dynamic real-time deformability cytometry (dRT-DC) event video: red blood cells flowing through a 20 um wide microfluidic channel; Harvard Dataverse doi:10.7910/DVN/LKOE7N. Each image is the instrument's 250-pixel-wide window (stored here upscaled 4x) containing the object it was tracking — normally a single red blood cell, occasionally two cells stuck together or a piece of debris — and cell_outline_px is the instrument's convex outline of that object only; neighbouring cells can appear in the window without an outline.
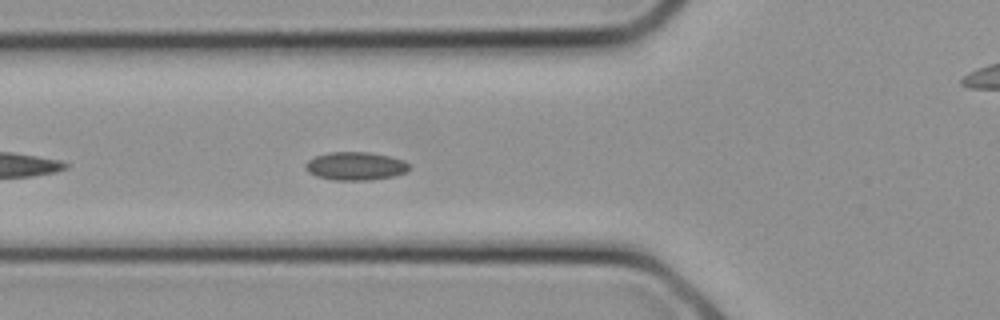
{"species": "common noctule bat (a hibernating species)", "species_latin": "Nyctalus noctula", "temperature_condition": "cold", "stored_images_in_passage": 11, "camera_frame_rate_fps": 3000, "um_per_image_px": 0.085, "animal": {"sex": "female", "body_mass_g": 21.9}, "frame": {"image": 1, "passage_image": 10, "time_ms": 3.0, "image_size_px": [1000, 320], "cell_outline_px": [[412, 168], [408, 172], [396, 176], [368, 180], [332, 180], [316, 176], [308, 172], [304, 168], [304, 164], [308, 160], [316, 156], [328, 152], [368, 152], [388, 156], [404, 160]], "centroid_in_image_um": [30.23, 14.12], "position_along_channel_um": 95.6, "area_um2": 17.28}}